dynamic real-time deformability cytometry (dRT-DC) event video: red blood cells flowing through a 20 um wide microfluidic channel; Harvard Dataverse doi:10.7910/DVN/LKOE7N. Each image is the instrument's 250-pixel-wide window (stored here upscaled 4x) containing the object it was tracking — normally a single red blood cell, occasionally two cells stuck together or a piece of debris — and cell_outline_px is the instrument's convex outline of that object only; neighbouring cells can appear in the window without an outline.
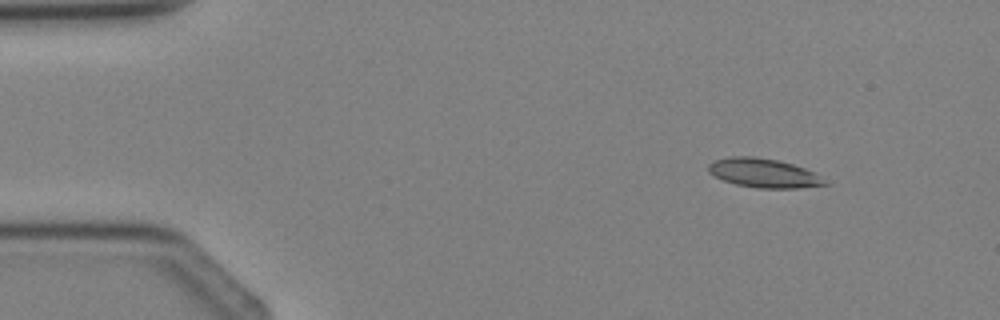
{"species": "Egyptian fruit bat (a non-hibernating species)", "species_latin": "Rousettus aegyptiacus", "temperature_condition": "cold", "stored_images_in_passage": 3, "camera_frame_rate_fps": 3000, "um_per_image_px": 0.085, "animal": {"sex": "female"}, "frame": {"image": 1, "passage_image": 1, "time_ms": 0.0, "image_size_px": [1000, 320], "cell_outline_px": [[832, 184], [800, 188], [756, 188], [736, 184], [724, 180], [708, 172], [708, 164], [712, 160], [728, 156], [756, 156], [780, 160], [804, 168], [812, 172]], "centroid_in_image_um": [64.9, 14.7], "position_along_channel_um": 20.1, "area_um2": 19.88}}
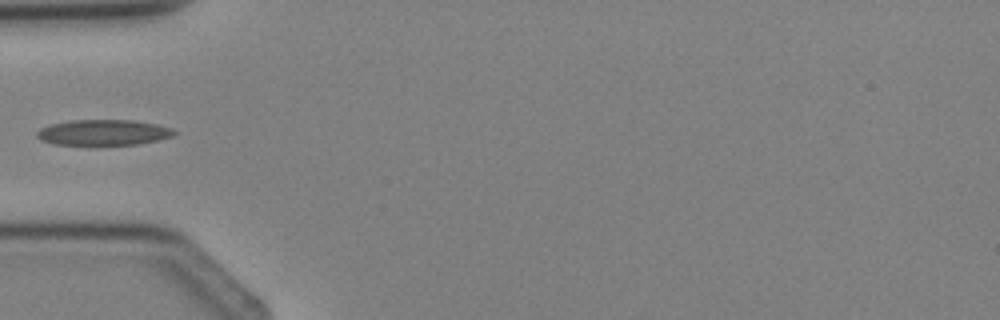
{"frame": {"image": 2, "passage_image": 3, "time_ms": 2.667, "image_size_px": [1000, 320], "cell_outline_px": [[176, 136], [160, 140], [140, 144], [52, 144], [40, 140], [36, 136], [36, 132], [40, 128], [48, 124], [68, 120], [132, 120], [156, 124], [172, 128], [176, 132]], "centroid_in_image_um": [8.79, 11.25], "position_along_channel_um": 76.2, "area_um2": 20.69}}